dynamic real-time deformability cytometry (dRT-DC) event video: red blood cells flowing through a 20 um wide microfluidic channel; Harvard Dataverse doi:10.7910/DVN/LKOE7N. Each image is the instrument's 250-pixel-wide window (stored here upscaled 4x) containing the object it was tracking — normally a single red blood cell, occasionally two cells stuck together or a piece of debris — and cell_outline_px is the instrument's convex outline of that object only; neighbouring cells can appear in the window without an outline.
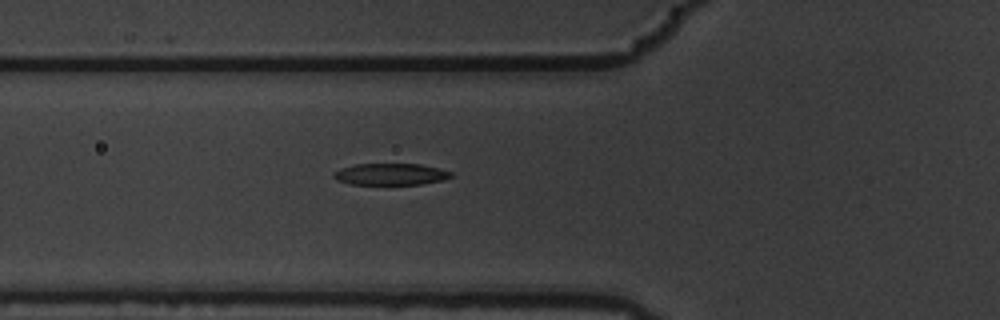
{"species": "common noctule bat (a hibernating species)", "species_latin": "Nyctalus noctula", "temperature_condition": "warm", "stored_images_in_passage": 4, "camera_frame_rate_fps": 3000, "um_per_image_px": 0.085, "animal": {"sex": "male", "body_mass_g": 19.5, "forearm_length_mm": 54.6}, "frame": {"image": 1, "passage_image": 4, "time_ms": 1.0, "image_size_px": [1000, 320], "cell_outline_px": [[456, 176], [444, 180], [420, 184], [348, 184], [336, 180], [332, 176], [332, 172], [340, 168], [356, 164], [420, 164], [440, 168], [452, 172]], "centroid_in_image_um": [33.21, 14.8], "position_along_channel_um": 92.6, "area_um2": 15.03}}